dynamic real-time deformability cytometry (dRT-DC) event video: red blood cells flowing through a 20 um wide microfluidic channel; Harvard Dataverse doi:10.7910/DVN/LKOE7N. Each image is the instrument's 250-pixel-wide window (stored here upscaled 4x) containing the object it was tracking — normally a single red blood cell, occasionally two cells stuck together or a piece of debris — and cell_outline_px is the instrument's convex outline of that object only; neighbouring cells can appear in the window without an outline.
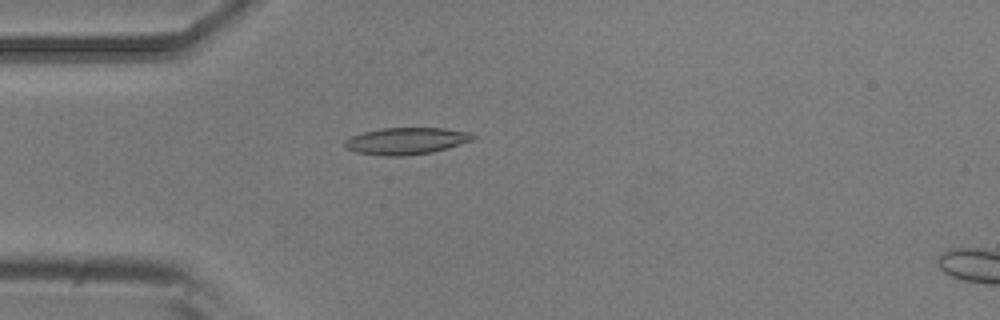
{"species": "common noctule bat (a hibernating species)", "species_latin": "Nyctalus noctula", "temperature_condition": "room temperature", "stored_images_in_passage": 4, "camera_frame_rate_fps": 3000, "um_per_image_px": 0.085, "animal": {"sex": "male", "body_mass_g": 20.5, "forearm_length_mm": 52.5}, "frame": {"image": 1, "passage_image": 3, "time_ms": 0.667, "image_size_px": [1000, 320], "cell_outline_px": [[476, 136], [472, 140], [432, 152], [404, 156], [384, 156], [356, 152], [344, 148], [344, 140], [352, 136], [364, 132], [384, 128], [444, 128], [472, 132]], "centroid_in_image_um": [34.51, 11.98], "position_along_channel_um": 50.5, "area_um2": 20.0}}